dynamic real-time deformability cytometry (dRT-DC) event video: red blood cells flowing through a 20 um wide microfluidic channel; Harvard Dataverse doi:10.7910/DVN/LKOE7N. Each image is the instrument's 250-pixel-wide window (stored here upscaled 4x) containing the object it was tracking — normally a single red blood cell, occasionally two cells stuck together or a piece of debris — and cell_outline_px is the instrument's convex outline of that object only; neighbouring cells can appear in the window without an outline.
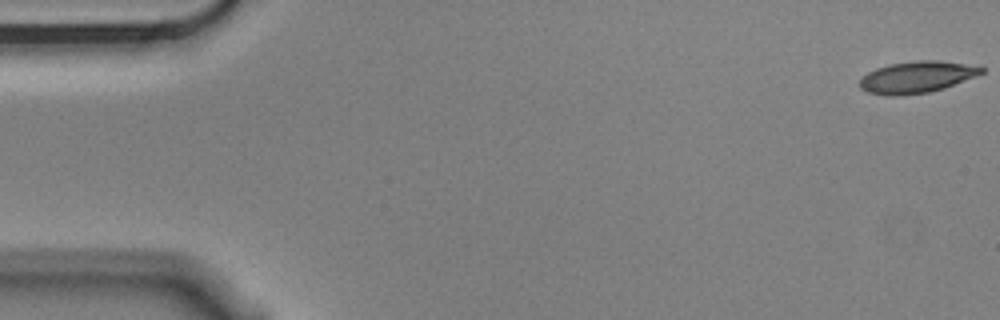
{"species": "Egyptian fruit bat (a non-hibernating species)", "species_latin": "Rousettus aegyptiacus", "temperature_condition": "cold", "stored_images_in_passage": 6, "camera_frame_rate_fps": 3000, "um_per_image_px": 0.085, "animal": {"sex": "male"}, "frame": {"image": 1, "passage_image": 1, "time_ms": 0.0, "image_size_px": [1000, 320], "cell_outline_px": [[984, 72], [944, 88], [928, 92], [900, 96], [884, 96], [868, 92], [860, 88], [860, 80], [868, 72], [876, 68], [892, 64], [916, 60], [940, 60], [964, 64], [984, 68]], "centroid_in_image_um": [77.88, 6.56], "position_along_channel_um": 7.1, "area_um2": 22.2}}
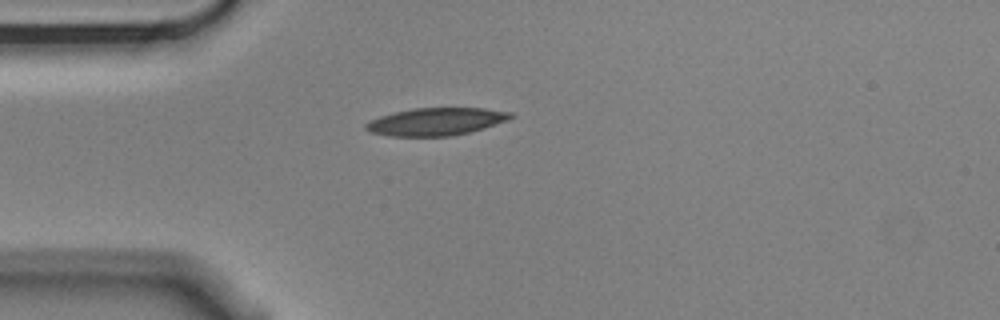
{"frame": {"image": 2, "passage_image": 5, "time_ms": 1.333, "image_size_px": [1000, 320], "cell_outline_px": [[516, 116], [508, 120], [484, 128], [452, 136], [388, 136], [372, 132], [364, 128], [364, 124], [380, 116], [412, 108], [484, 108], [512, 112]], "centroid_in_image_um": [37.1, 10.33], "position_along_channel_um": 47.9, "area_um2": 23.24}}